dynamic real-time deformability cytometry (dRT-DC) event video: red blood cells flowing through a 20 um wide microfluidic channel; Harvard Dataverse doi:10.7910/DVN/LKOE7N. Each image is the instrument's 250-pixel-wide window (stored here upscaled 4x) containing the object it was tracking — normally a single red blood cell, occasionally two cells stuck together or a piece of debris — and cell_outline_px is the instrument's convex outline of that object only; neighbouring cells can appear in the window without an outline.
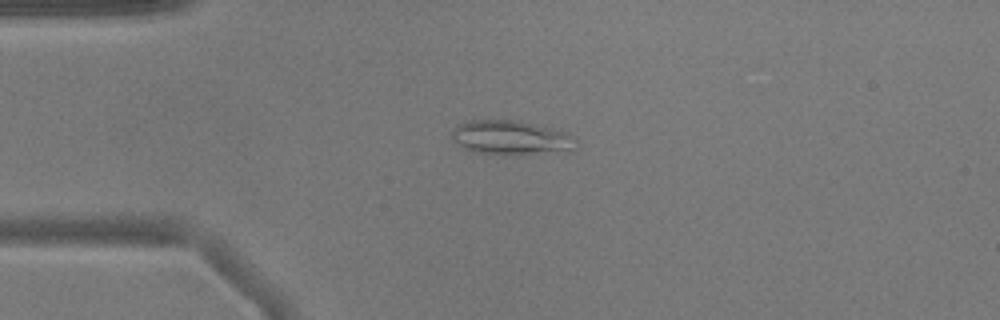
{"species": "common noctule bat (a hibernating species)", "species_latin": "Nyctalus noctula", "temperature_condition": "warm", "stored_images_in_passage": 44, "camera_frame_rate_fps": 3000, "um_per_image_px": 0.085, "animal": {"sex": "male", "body_mass_g": 17.9}, "frame": {"image": 1, "passage_image": 10, "time_ms": 3.0, "image_size_px": [1000, 320], "cell_outline_px": [[576, 148], [516, 156], [500, 156], [476, 152], [464, 148], [452, 140], [452, 128], [468, 120], [516, 120], [536, 124], [564, 132], [576, 140]], "centroid_in_image_um": [43.35, 11.71], "position_along_channel_um": 41.6, "area_um2": 24.85}}
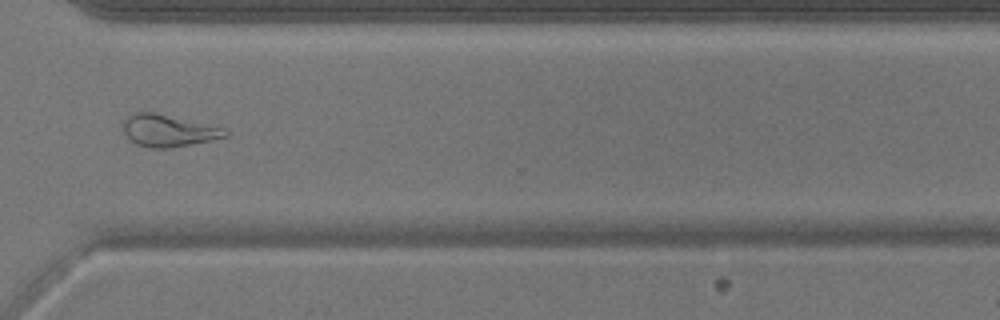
{"frame": {"image": 2, "passage_image": 36, "time_ms": 11.667, "image_size_px": [1000, 320], "cell_outline_px": [[228, 136], [212, 140], [172, 148], [152, 148], [136, 144], [124, 132], [120, 124], [128, 112], [152, 112], [224, 128], [228, 132]], "centroid_in_image_um": [14.24, 11.1], "position_along_channel_um": 356.4, "area_um2": 19.07}}
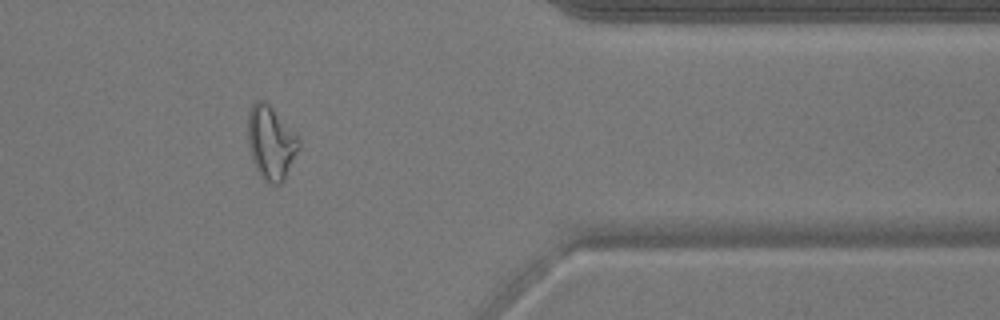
{"frame": {"image": 3, "passage_image": 40, "time_ms": 13.0, "image_size_px": [1000, 320], "cell_outline_px": [[300, 148], [284, 180], [280, 184], [264, 184], [252, 160], [248, 144], [248, 112], [252, 104], [256, 100], [264, 100], [296, 132], [300, 140]], "centroid_in_image_um": [23.04, 12.15], "position_along_channel_um": 388.4, "area_um2": 22.2}, "authors_computed_cell_mechanics": {"area_um2": 19.652, "velocity_mm_per_s": 3.8803, "shape_relaxation_time_tau1_ms": null, "shape_relaxation_time_tau2_ms": 1.8784, "deformation_change_tau1": null, "deformation_change_tau2": 0.109}}